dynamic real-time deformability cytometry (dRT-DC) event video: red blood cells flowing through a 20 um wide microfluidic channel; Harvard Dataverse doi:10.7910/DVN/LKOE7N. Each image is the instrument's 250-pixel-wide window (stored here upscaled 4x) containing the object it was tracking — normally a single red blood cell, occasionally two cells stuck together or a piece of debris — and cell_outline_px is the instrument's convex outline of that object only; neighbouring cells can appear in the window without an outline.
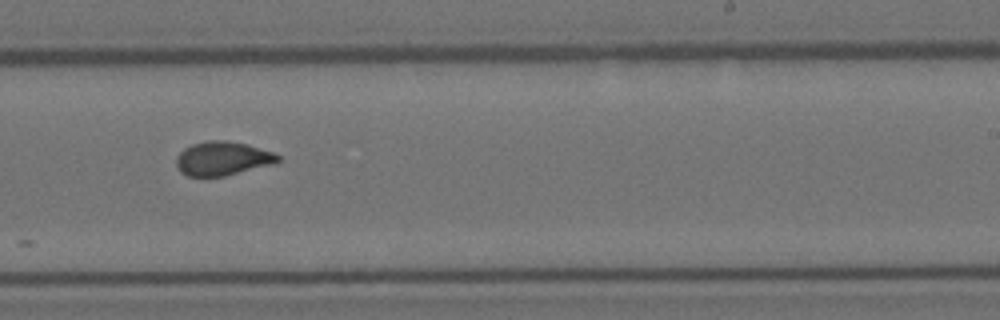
{"species": "Egyptian fruit bat (a non-hibernating species)", "species_latin": "Rousettus aegyptiacus", "temperature_condition": "room temperature", "stored_images_in_passage": 15, "camera_frame_rate_fps": 3000, "um_per_image_px": 0.085, "animal": {"sex": "female"}, "frame": {"image": 1, "passage_image": 10, "time_ms": 3.0, "image_size_px": [1000, 320], "cell_outline_px": [[280, 160], [276, 164], [224, 176], [188, 176], [180, 172], [176, 164], [176, 156], [184, 148], [192, 144], [208, 140], [224, 140], [248, 144], [272, 152], [280, 156]], "centroid_in_image_um": [18.93, 13.47], "position_along_channel_um": 270.1, "area_um2": 20.23}}
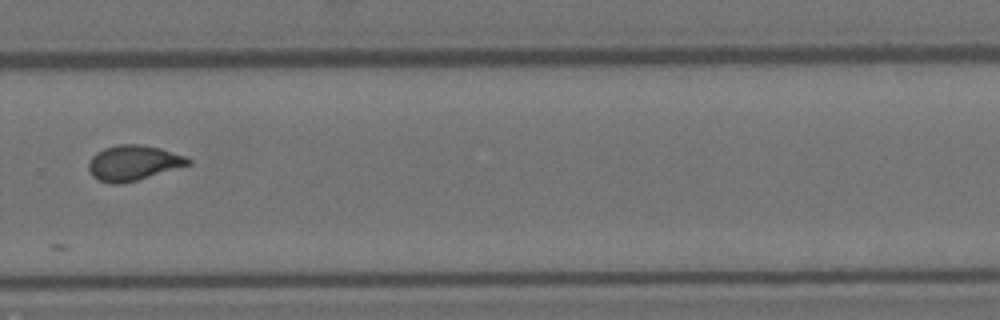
{"frame": {"image": 2, "passage_image": 11, "time_ms": 3.333, "image_size_px": [1000, 320], "cell_outline_px": [[192, 164], [136, 180], [120, 184], [108, 184], [92, 176], [88, 168], [88, 164], [92, 156], [96, 152], [104, 148], [116, 144], [140, 144], [160, 148], [184, 156], [192, 160]], "centroid_in_image_um": [11.31, 13.84], "position_along_channel_um": 318.5, "area_um2": 20.4}}
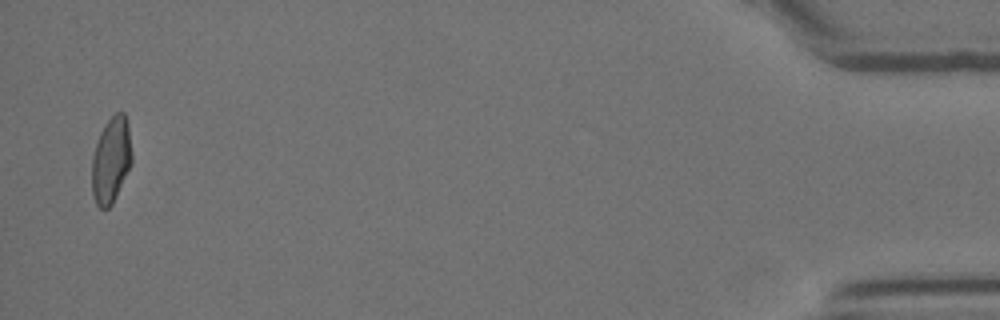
{"frame": {"image": 3, "passage_image": 15, "time_ms": 4.667, "image_size_px": [1000, 320], "cell_outline_px": [[132, 164], [112, 204], [108, 208], [100, 208], [96, 204], [92, 196], [92, 156], [100, 132], [104, 124], [116, 112], [124, 112], [128, 124], [132, 156]], "centroid_in_image_um": [9.44, 13.61], "position_along_channel_um": 425.8, "area_um2": 20.11}}